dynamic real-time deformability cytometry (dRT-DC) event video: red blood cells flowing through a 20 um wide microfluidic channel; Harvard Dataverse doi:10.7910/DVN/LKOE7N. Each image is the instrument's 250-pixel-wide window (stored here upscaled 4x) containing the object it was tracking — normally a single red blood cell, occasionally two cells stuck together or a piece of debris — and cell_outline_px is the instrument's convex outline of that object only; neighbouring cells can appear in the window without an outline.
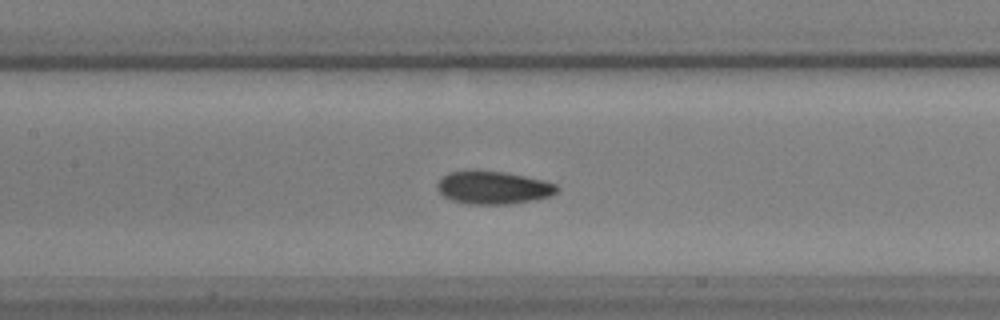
{"species": "common noctule bat (a hibernating species)", "species_latin": "Nyctalus noctula", "temperature_condition": "warm", "stored_images_in_passage": 60, "segment_of_instrument_passage": [1, 2], "camera_frame_rate_fps": 3000, "um_per_image_px": 0.085, "animal": {"sex": "male", "body_mass_g": 17.9, "forearm_length_mm": 54.2}, "frame": {"image": 1, "passage_image": 28, "time_ms": 9.0, "image_size_px": [1000, 320], "cell_outline_px": [[560, 188], [556, 192], [548, 196], [536, 200], [508, 204], [468, 204], [452, 200], [444, 196], [436, 188], [436, 184], [448, 172], [476, 168], [504, 172], [544, 180], [556, 184]], "centroid_in_image_um": [41.9, 15.92], "position_along_channel_um": 165.5, "area_um2": 23.35}}
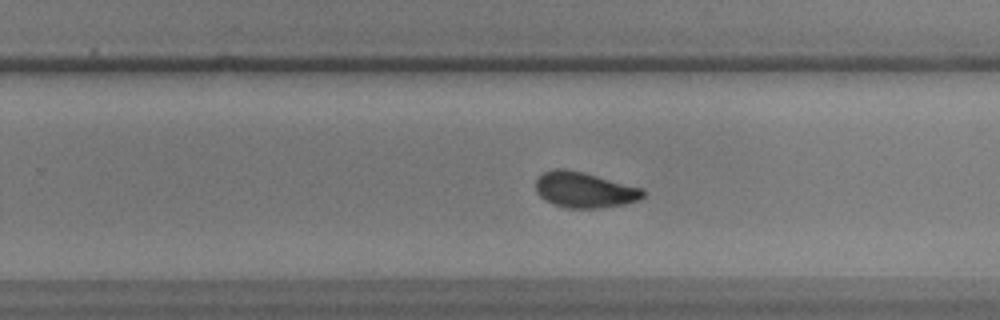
{"frame": {"image": 2, "passage_image": 38, "time_ms": 12.333, "image_size_px": [1000, 320], "cell_outline_px": [[644, 196], [640, 200], [624, 204], [600, 208], [568, 208], [552, 204], [544, 200], [536, 192], [536, 180], [544, 172], [552, 168], [564, 168], [584, 172], [644, 188]], "centroid_in_image_um": [49.68, 16.13], "position_along_channel_um": 280.1, "area_um2": 22.54}}
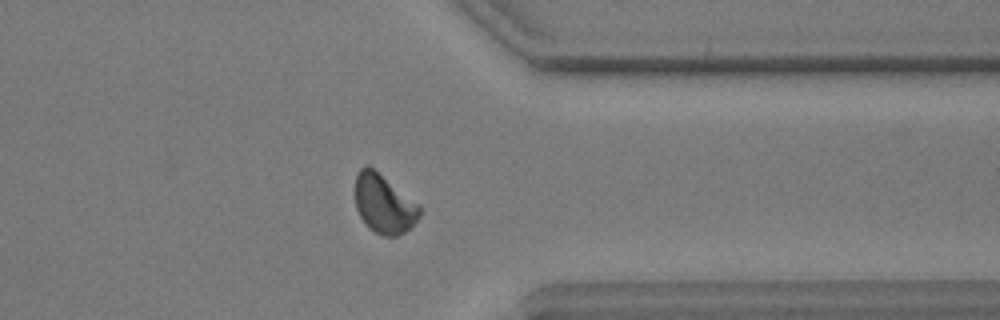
{"frame": {"image": 3, "passage_image": 47, "time_ms": 15.333, "image_size_px": [1000, 320], "cell_outline_px": [[424, 208], [420, 216], [404, 232], [396, 236], [384, 236], [368, 228], [360, 216], [356, 208], [356, 172], [364, 164], [368, 164], [420, 204]], "centroid_in_image_um": [32.65, 17.31], "position_along_channel_um": 378.8, "area_um2": 22.25}}